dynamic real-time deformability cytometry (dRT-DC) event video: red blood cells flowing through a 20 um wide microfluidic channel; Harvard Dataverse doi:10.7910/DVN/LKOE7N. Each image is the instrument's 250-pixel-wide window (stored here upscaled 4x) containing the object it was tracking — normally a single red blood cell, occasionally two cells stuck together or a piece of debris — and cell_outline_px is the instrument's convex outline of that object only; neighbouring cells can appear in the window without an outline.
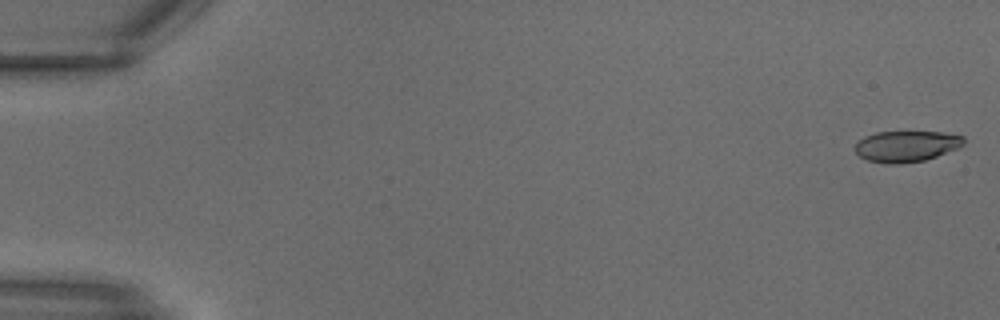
{"species": "common noctule bat (a hibernating species)", "species_latin": "Nyctalus noctula", "temperature_condition": "warm", "stored_images_in_passage": 29, "camera_frame_rate_fps": 3000, "um_per_image_px": 0.085, "animal": {"sex": "male", "body_mass_g": 18.8}, "frame": {"image": 1, "passage_image": 1, "time_ms": 0.0, "image_size_px": [1000, 320], "cell_outline_px": [[964, 144], [956, 148], [936, 156], [924, 160], [900, 164], [888, 164], [868, 160], [860, 156], [856, 152], [856, 144], [864, 136], [876, 132], [940, 132], [964, 136]], "centroid_in_image_um": [77.03, 12.43], "position_along_channel_um": 8.0, "area_um2": 19.42}}
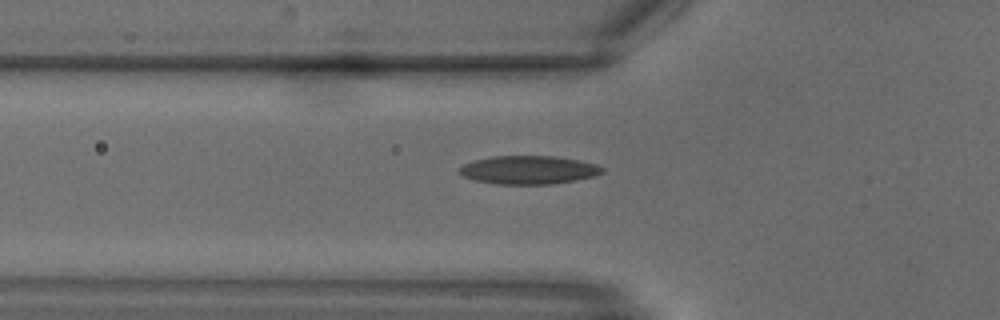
{"frame": {"image": 2, "passage_image": 11, "time_ms": 3.333, "image_size_px": [1000, 320], "cell_outline_px": [[604, 172], [596, 176], [576, 180], [552, 184], [496, 184], [476, 180], [464, 176], [456, 172], [464, 164], [472, 160], [492, 156], [556, 156], [596, 164], [604, 168]], "centroid_in_image_um": [44.93, 14.44], "position_along_channel_um": 80.9, "area_um2": 23.7}}
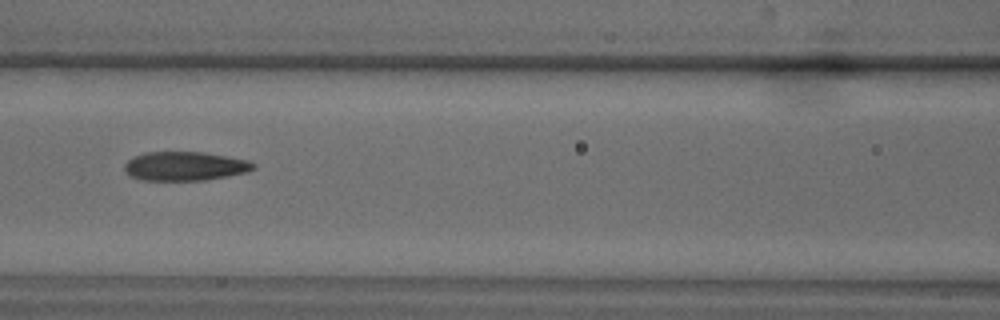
{"frame": {"image": 3, "passage_image": 14, "time_ms": 4.333, "image_size_px": [1000, 320], "cell_outline_px": [[256, 168], [248, 172], [228, 176], [204, 180], [140, 180], [128, 176], [124, 172], [124, 164], [132, 156], [144, 152], [200, 152], [248, 160], [256, 164]], "centroid_in_image_um": [15.67, 14.13], "position_along_channel_um": 150.9, "area_um2": 21.96}}